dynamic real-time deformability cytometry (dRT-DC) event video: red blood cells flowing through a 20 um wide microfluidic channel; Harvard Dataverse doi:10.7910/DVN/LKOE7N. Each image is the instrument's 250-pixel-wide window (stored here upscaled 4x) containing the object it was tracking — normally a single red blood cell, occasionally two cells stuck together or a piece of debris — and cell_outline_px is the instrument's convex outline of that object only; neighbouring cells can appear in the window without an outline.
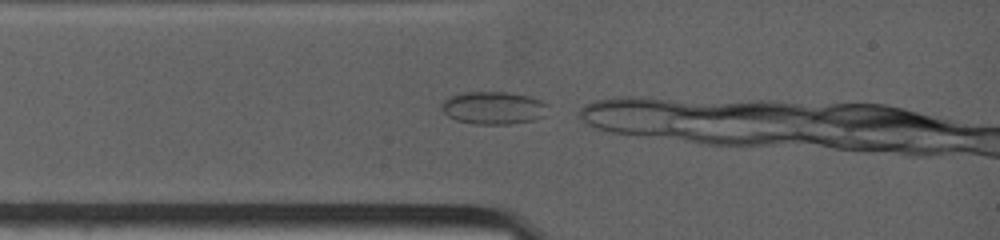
{"species": "common noctule bat (a hibernating species)", "species_latin": "Nyctalus noctula", "temperature_condition": "warm", "stored_images_in_passage": 22, "camera_frame_rate_fps": 4500, "um_per_image_px": 0.085, "animal": {"sex": "female", "body_mass_g": 19.0, "forearm_length_mm": 53.3}, "frame": {"image": 1, "passage_image": 1, "time_ms": 0.0, "image_size_px": [1000, 240], "cell_outline_px": [[548, 104], [544, 116], [532, 120], [508, 124], [476, 124], [456, 120], [448, 116], [440, 108], [440, 104], [448, 96], [460, 92], [512, 92], [532, 96]], "centroid_in_image_um": [41.91, 9.15], "position_along_channel_um": 43.1, "area_um2": 20.52}}